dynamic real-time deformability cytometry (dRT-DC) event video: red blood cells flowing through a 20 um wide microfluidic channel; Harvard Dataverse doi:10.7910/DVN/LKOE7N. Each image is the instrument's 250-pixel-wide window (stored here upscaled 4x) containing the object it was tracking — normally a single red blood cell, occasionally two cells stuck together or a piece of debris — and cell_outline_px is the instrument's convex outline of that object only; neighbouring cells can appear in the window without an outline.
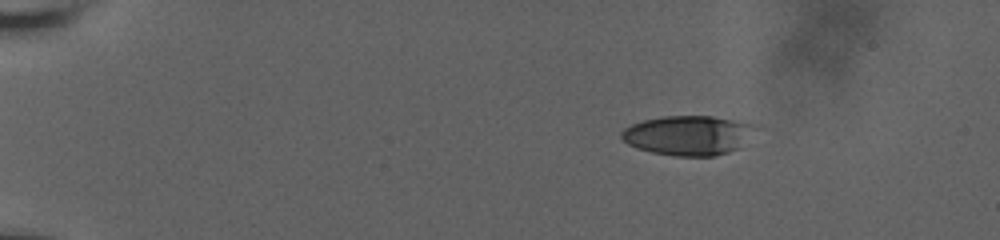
{"species": "human", "species_latin": "Homo sapiens", "temperature_condition": "room temperature", "stored_images_in_passage": 32, "camera_frame_rate_fps": 3000, "um_per_image_px": 0.085, "donor": {"sex": "male"}, "frame": {"image": 1, "passage_image": 11, "time_ms": 3.333, "image_size_px": [1000, 240], "cell_outline_px": [[764, 128], [736, 148], [728, 152], [716, 156], [672, 156], [652, 152], [636, 148], [628, 144], [620, 136], [620, 132], [624, 128], [632, 124], [644, 120], [664, 116], [712, 116], [760, 124]], "centroid_in_image_um": [58.59, 11.49], "position_along_channel_um": 26.4, "area_um2": 31.5}}
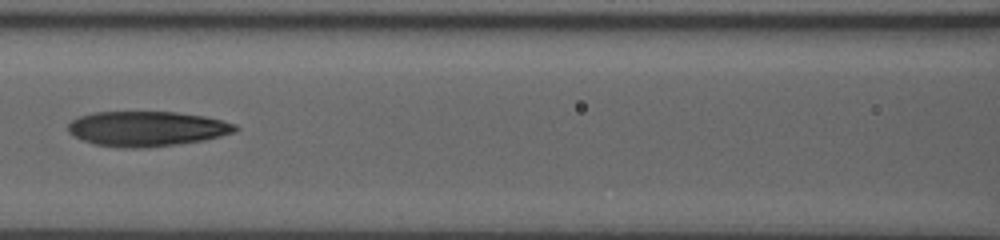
{"frame": {"image": 2, "passage_image": 23, "time_ms": 9.667, "image_size_px": [1000, 240], "cell_outline_px": [[240, 128], [236, 132], [204, 140], [176, 144], [140, 148], [124, 148], [96, 144], [72, 136], [68, 132], [68, 124], [72, 120], [80, 116], [92, 112], [176, 112], [204, 116], [224, 120], [236, 124]], "centroid_in_image_um": [12.51, 10.93], "position_along_channel_um": 154.1, "area_um2": 34.16}}
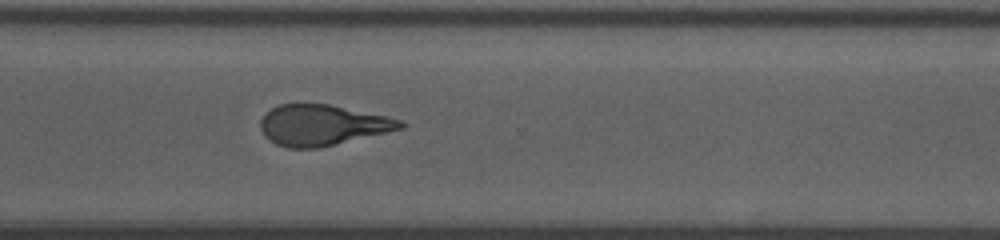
{"frame": {"image": 3, "passage_image": 32, "time_ms": 14.667, "image_size_px": [1000, 240], "cell_outline_px": [[408, 124], [404, 128], [316, 148], [288, 148], [276, 144], [268, 140], [264, 136], [260, 128], [260, 120], [272, 108], [280, 104], [328, 104], [388, 116], [400, 120]], "centroid_in_image_um": [27.39, 10.63], "position_along_channel_um": 343.2, "area_um2": 32.95}}